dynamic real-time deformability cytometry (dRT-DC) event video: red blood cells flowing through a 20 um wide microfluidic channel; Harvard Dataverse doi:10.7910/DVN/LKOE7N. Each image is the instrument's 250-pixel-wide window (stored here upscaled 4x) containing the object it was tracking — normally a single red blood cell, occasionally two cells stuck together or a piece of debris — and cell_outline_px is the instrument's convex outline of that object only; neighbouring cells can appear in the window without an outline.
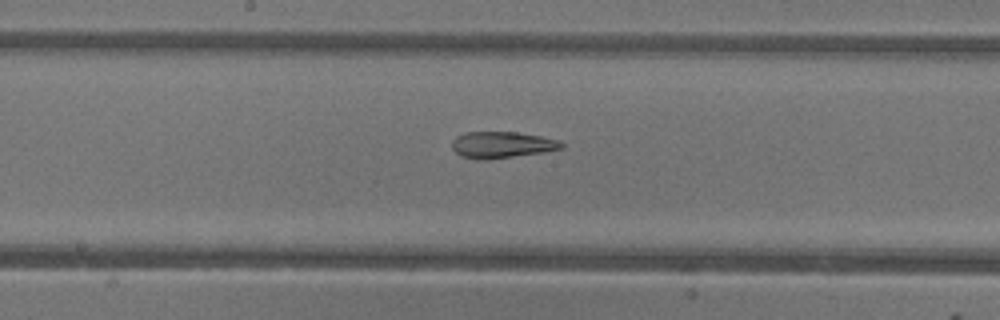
{"species": "common noctule bat (a hibernating species)", "species_latin": "Nyctalus noctula", "temperature_condition": "warm", "stored_images_in_passage": 8, "segment_of_instrument_passage": [2, 2], "camera_frame_rate_fps": 3000, "um_per_image_px": 0.085, "animal": {"sex": "female"}, "frame": {"image": 1, "passage_image": 8, "time_ms": 9.333, "image_size_px": [1000, 320], "cell_outline_px": [[564, 148], [544, 152], [512, 156], [460, 156], [452, 148], [452, 140], [456, 136], [464, 132], [516, 132], [540, 136], [560, 140], [564, 144]], "centroid_in_image_um": [42.72, 12.25], "position_along_channel_um": 205.5, "area_um2": 16.07}}